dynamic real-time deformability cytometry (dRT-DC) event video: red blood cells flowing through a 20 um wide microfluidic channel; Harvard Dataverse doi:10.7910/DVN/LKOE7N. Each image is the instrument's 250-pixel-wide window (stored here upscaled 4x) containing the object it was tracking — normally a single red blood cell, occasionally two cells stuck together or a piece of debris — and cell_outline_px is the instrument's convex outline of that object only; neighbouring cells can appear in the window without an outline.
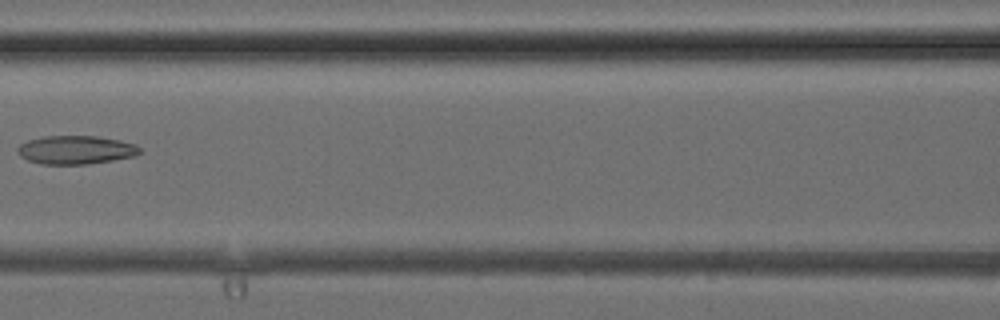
{"species": "common noctule bat (a hibernating species)", "species_latin": "Nyctalus noctula", "temperature_condition": "cold", "stored_images_in_passage": 4, "camera_frame_rate_fps": 3000, "um_per_image_px": 0.085, "animal": {"sex": "female", "body_mass_g": 24.6, "forearm_length_mm": 56.2}, "frame": {"image": 1, "passage_image": 4, "time_ms": 4.333, "image_size_px": [1000, 320], "cell_outline_px": [[140, 152], [136, 156], [88, 164], [40, 164], [28, 160], [20, 156], [16, 152], [16, 148], [20, 144], [28, 140], [44, 136], [96, 136], [120, 140], [136, 144], [140, 148]], "centroid_in_image_um": [6.42, 12.74], "position_along_channel_um": 160.2, "area_um2": 20.4}}